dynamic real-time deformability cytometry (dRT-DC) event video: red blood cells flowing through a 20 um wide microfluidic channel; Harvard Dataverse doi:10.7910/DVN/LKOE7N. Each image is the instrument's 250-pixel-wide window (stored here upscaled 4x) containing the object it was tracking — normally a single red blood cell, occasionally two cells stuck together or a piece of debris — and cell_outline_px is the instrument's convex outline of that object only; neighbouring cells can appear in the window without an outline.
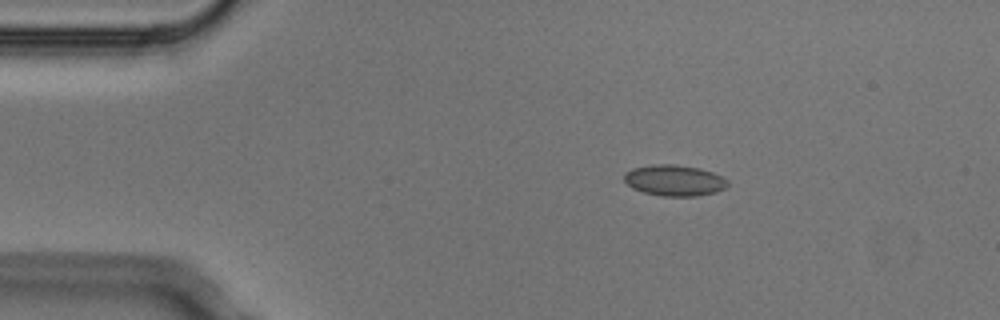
{"species": "Egyptian fruit bat (a non-hibernating species)", "species_latin": "Rousettus aegyptiacus", "temperature_condition": "cold", "stored_images_in_passage": 4, "camera_frame_rate_fps": 3000, "um_per_image_px": 0.085, "animal": {"sex": "male"}, "frame": {"image": 1, "passage_image": 1, "time_ms": 0.0, "image_size_px": [1000, 320], "cell_outline_px": [[728, 184], [724, 188], [716, 192], [696, 196], [660, 196], [644, 192], [632, 188], [624, 180], [624, 172], [632, 168], [652, 164], [676, 164], [700, 168], [712, 172], [728, 180]], "centroid_in_image_um": [57.3, 15.32], "position_along_channel_um": 27.7, "area_um2": 18.79}}
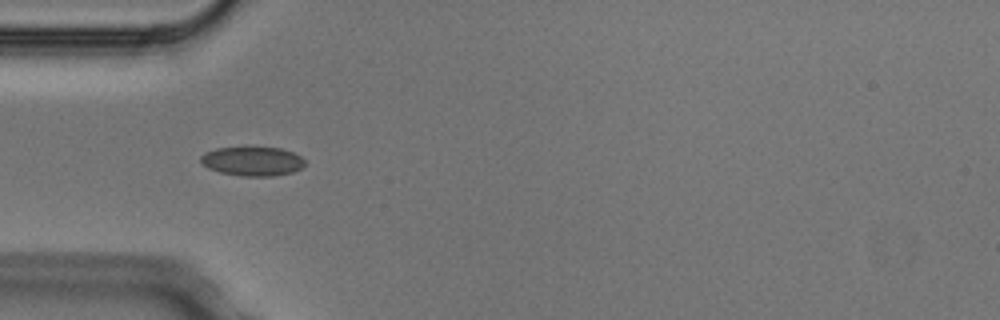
{"frame": {"image": 2, "passage_image": 3, "time_ms": 0.667, "image_size_px": [1000, 320], "cell_outline_px": [[304, 164], [300, 168], [292, 172], [272, 176], [244, 176], [220, 172], [208, 168], [200, 160], [200, 156], [204, 152], [216, 148], [280, 148], [292, 152], [300, 156], [304, 160]], "centroid_in_image_um": [21.43, 13.71], "position_along_channel_um": 63.6, "area_um2": 17.4}}
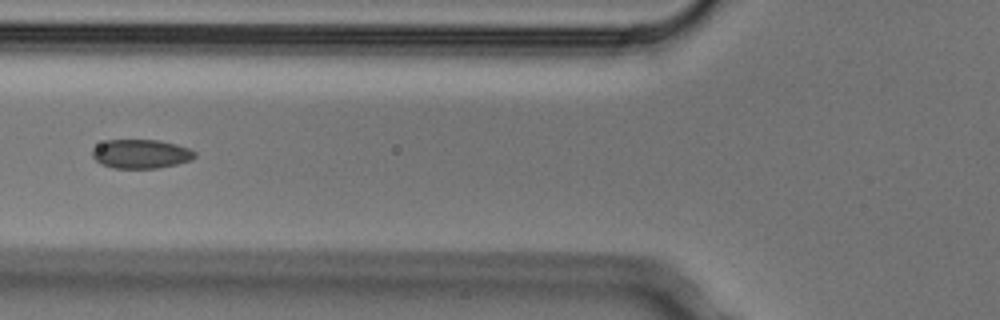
{"frame": {"image": 3, "passage_image": 4, "time_ms": 1.0, "image_size_px": [1000, 320], "cell_outline_px": [[196, 156], [192, 160], [176, 164], [156, 168], [112, 168], [100, 164], [92, 156], [92, 148], [108, 140], [160, 140], [176, 144], [188, 148], [196, 152]], "centroid_in_image_um": [11.98, 13.08], "position_along_channel_um": 113.8, "area_um2": 17.34}}